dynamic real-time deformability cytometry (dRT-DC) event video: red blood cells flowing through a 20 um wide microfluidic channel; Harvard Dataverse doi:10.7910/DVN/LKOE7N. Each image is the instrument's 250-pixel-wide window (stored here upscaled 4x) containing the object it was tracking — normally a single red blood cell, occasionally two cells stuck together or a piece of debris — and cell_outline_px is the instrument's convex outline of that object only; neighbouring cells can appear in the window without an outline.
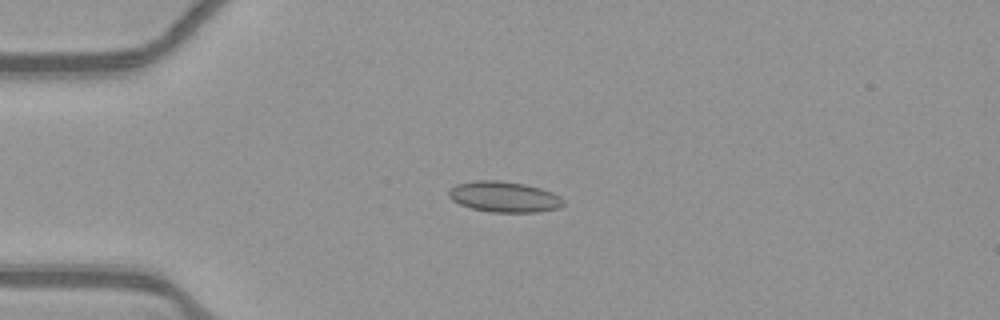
{"species": "common noctule bat (a hibernating species)", "species_latin": "Nyctalus noctula", "temperature_condition": "warm", "stored_images_in_passage": 41, "camera_frame_rate_fps": 3000, "um_per_image_px": 0.085, "animal": {"sex": "female", "body_mass_g": 21.9}, "frame": {"image": 1, "passage_image": 1, "time_ms": 0.0, "image_size_px": [1000, 320], "cell_outline_px": [[564, 204], [560, 208], [540, 212], [488, 212], [472, 208], [460, 204], [452, 200], [448, 196], [448, 188], [456, 184], [476, 180], [500, 180], [524, 184], [540, 188], [552, 192], [560, 196], [564, 200]], "centroid_in_image_um": [42.85, 16.73], "position_along_channel_um": 42.2, "area_um2": 20.75}}
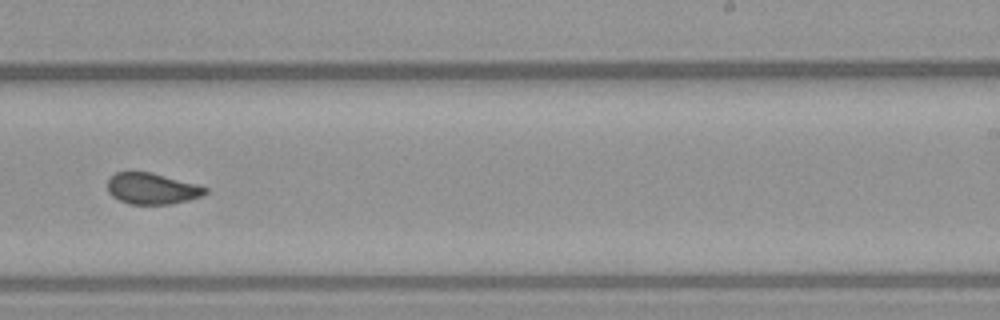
{"frame": {"image": 2, "passage_image": 21, "time_ms": 6.667, "image_size_px": [1000, 320], "cell_outline_px": [[208, 192], [204, 196], [172, 204], [128, 204], [112, 196], [108, 192], [108, 176], [116, 172], [152, 172], [200, 184], [208, 188]], "centroid_in_image_um": [12.96, 16.02], "position_along_channel_um": 276.0, "area_um2": 18.15}}
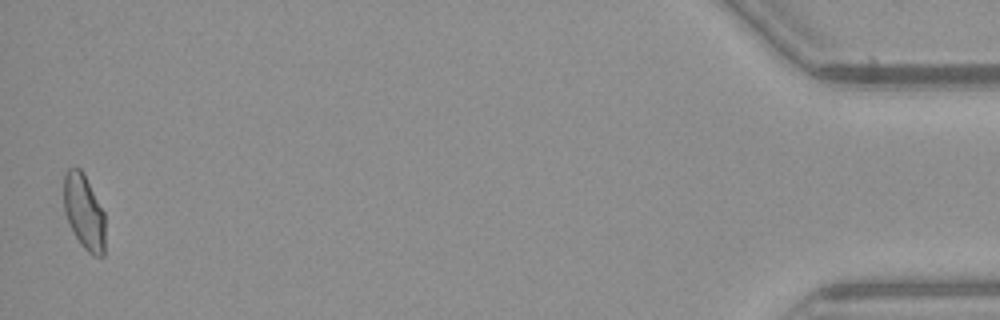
{"frame": {"image": 3, "passage_image": 40, "time_ms": 13.0, "image_size_px": [1000, 320], "cell_outline_px": [[104, 256], [92, 256], [80, 244], [64, 212], [64, 172], [68, 168], [80, 168], [104, 212]], "centroid_in_image_um": [7.14, 18.03], "position_along_channel_um": 428.1, "area_um2": 17.8}, "authors_computed_cell_mechanics": {"area_um2": 18.4382, "velocity_mm_per_s": 3.8974, "shape_relaxation_time_tau1_ms": 9.9525, "shape_relaxation_time_tau2_ms": 1.1198, "deformation_change_tau1": 0.1692, "deformation_change_tau2": 0.0393}}